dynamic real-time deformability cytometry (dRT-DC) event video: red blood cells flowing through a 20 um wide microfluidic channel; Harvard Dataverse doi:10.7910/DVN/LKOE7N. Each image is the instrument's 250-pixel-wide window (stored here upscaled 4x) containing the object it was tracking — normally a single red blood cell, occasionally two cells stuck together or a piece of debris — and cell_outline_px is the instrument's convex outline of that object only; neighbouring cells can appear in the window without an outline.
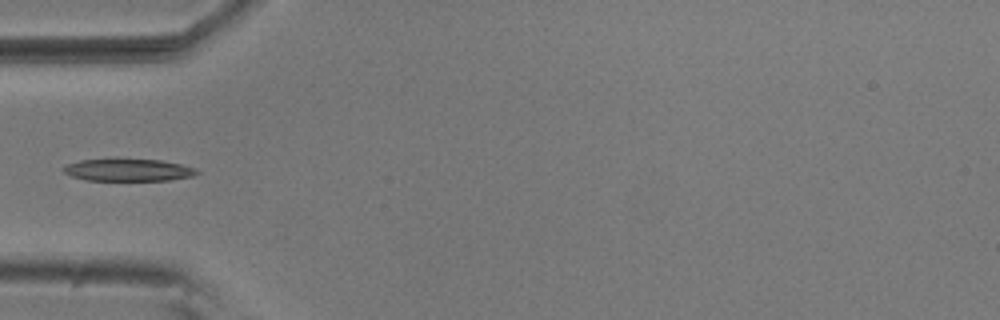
{"species": "common noctule bat (a hibernating species)", "species_latin": "Nyctalus noctula", "temperature_condition": "room temperature", "stored_images_in_passage": 4, "camera_frame_rate_fps": 3000, "um_per_image_px": 0.085, "animal": {"sex": "male", "body_mass_g": 20.5, "forearm_length_mm": 52.5}, "frame": {"image": 1, "passage_image": 4, "time_ms": 1.0, "image_size_px": [1000, 320], "cell_outline_px": [[200, 172], [192, 176], [168, 180], [88, 180], [72, 176], [64, 172], [64, 168], [68, 164], [80, 160], [112, 156], [160, 160], [180, 164], [196, 168]], "centroid_in_image_um": [10.88, 14.4], "position_along_channel_um": 74.1, "area_um2": 17.92}}